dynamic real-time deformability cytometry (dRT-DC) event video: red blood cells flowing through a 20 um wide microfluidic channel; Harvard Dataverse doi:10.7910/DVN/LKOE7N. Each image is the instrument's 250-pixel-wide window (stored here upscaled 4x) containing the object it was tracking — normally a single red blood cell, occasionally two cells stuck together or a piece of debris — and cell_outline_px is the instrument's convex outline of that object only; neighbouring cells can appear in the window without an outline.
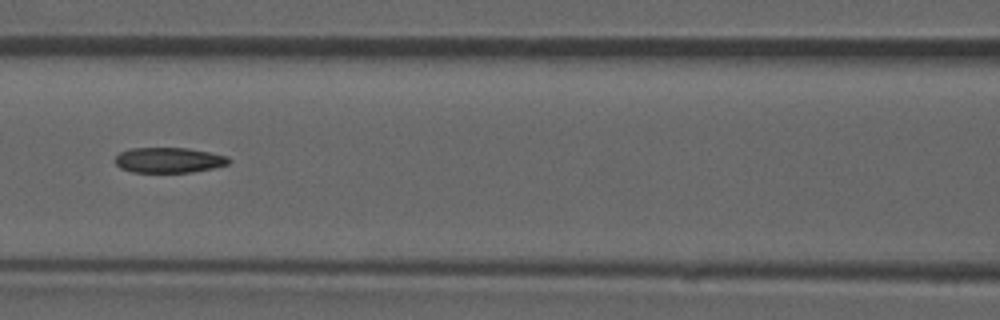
{"species": "common noctule bat (a hibernating species)", "species_latin": "Nyctalus noctula", "temperature_condition": "room temperature", "stored_images_in_passage": 51, "camera_frame_rate_fps": 3000, "um_per_image_px": 0.085, "animal": {"sex": "male", "forearm_length_mm": 52.5}, "frame": {"image": 1, "passage_image": 22, "time_ms": 7.0, "image_size_px": [1000, 320], "cell_outline_px": [[232, 160], [228, 164], [212, 168], [192, 172], [132, 172], [120, 168], [112, 160], [120, 152], [132, 148], [188, 148], [228, 156]], "centroid_in_image_um": [14.33, 13.61], "position_along_channel_um": 152.3, "area_um2": 16.82}, "authors_computed_cell_mechanics": {"area_um2": 17.6868, "velocity_mm_per_s": 3.923, "shape_relaxation_time_tau1_ms": null, "shape_relaxation_time_tau2_ms": 5.1235, "deformation_change_tau1": null, "deformation_change_tau2": 0.1378}}